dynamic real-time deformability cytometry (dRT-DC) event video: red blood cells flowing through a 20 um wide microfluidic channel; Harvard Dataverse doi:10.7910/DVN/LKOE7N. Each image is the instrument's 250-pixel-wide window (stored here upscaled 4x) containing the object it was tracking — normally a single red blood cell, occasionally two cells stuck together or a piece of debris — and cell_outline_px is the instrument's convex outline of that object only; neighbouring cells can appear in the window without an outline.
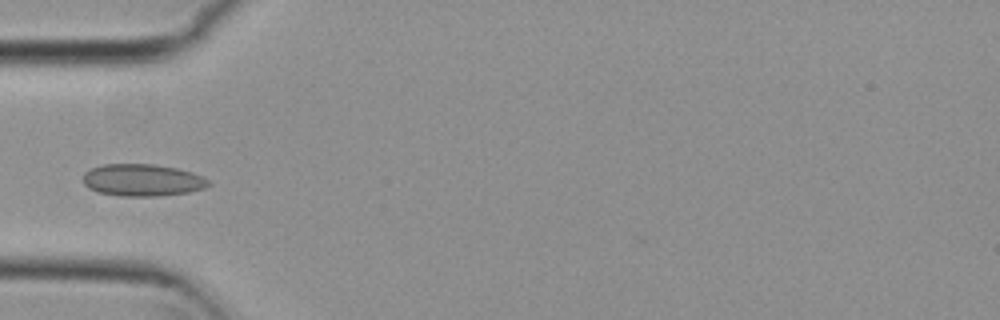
{"species": "common noctule bat (a hibernating species)", "species_latin": "Nyctalus noctula", "temperature_condition": "cold", "stored_images_in_passage": 7, "camera_frame_rate_fps": 3000, "um_per_image_px": 0.085, "animal": {"sex": "female", "body_mass_g": 29.2, "forearm_length_mm": 56.3}, "frame": {"image": 1, "passage_image": 4, "time_ms": 1.0, "image_size_px": [1000, 320], "cell_outline_px": [[212, 184], [204, 188], [188, 192], [160, 196], [120, 196], [100, 192], [88, 188], [84, 184], [84, 172], [92, 168], [104, 164], [152, 164], [176, 168], [192, 172], [204, 176]], "centroid_in_image_um": [12.13, 15.31], "position_along_channel_um": 72.9, "area_um2": 23.47}}
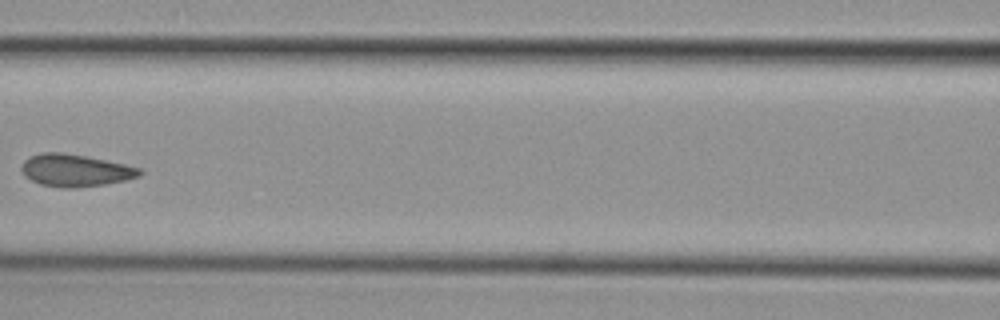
{"frame": {"image": 2, "passage_image": 6, "time_ms": 1.667, "image_size_px": [1000, 320], "cell_outline_px": [[144, 172], [140, 176], [128, 180], [104, 184], [76, 188], [60, 188], [40, 184], [24, 176], [20, 168], [24, 160], [28, 156], [40, 152], [64, 152], [124, 164], [140, 168]], "centroid_in_image_um": [6.38, 14.48], "position_along_channel_um": 160.2, "area_um2": 22.43}}
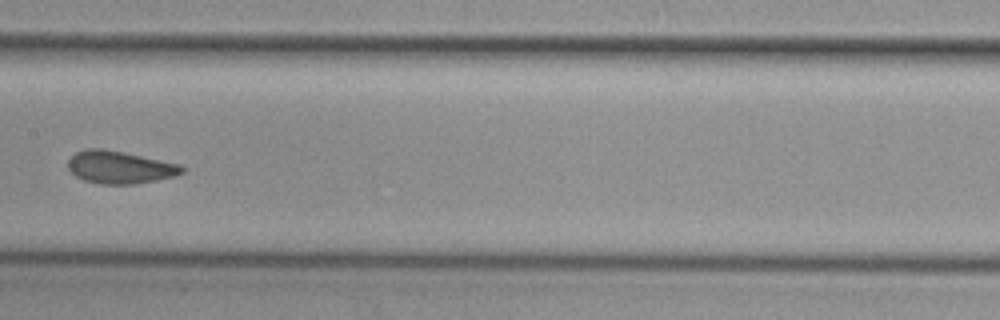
{"frame": {"image": 3, "passage_image": 7, "time_ms": 2.0, "image_size_px": [1000, 320], "cell_outline_px": [[184, 172], [176, 176], [156, 180], [132, 184], [100, 184], [84, 180], [76, 176], [68, 168], [68, 160], [76, 152], [84, 148], [104, 148], [124, 152], [180, 164], [184, 168]], "centroid_in_image_um": [10.18, 14.21], "position_along_channel_um": 197.2, "area_um2": 21.68}}